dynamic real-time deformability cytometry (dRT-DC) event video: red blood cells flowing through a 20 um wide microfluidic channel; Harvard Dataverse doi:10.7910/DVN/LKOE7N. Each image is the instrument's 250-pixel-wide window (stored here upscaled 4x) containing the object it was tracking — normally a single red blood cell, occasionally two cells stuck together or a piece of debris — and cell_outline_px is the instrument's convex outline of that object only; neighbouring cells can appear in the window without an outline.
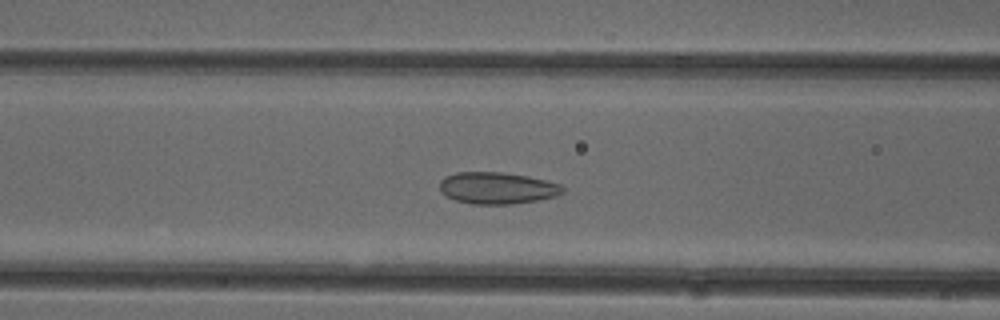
{"species": "common noctule bat (a hibernating species)", "species_latin": "Nyctalus noctula", "temperature_condition": "cold", "stored_images_in_passage": 49, "camera_frame_rate_fps": 3000, "um_per_image_px": 0.085, "animal": {"sex": "female"}, "frame": {"image": 1, "passage_image": 18, "time_ms": 5.667, "image_size_px": [1000, 320], "cell_outline_px": [[564, 192], [556, 196], [536, 200], [508, 204], [472, 204], [456, 200], [440, 192], [440, 180], [444, 176], [456, 172], [500, 172], [528, 176], [560, 184], [564, 188]], "centroid_in_image_um": [42.23, 15.97], "position_along_channel_um": 124.4, "area_um2": 22.66}}
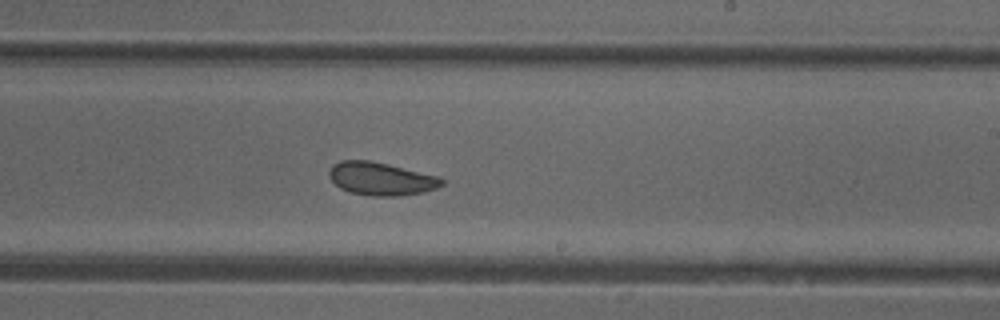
{"frame": {"image": 2, "passage_image": 28, "time_ms": 9.0, "image_size_px": [1000, 320], "cell_outline_px": [[444, 184], [436, 188], [424, 192], [400, 196], [368, 196], [352, 192], [340, 188], [328, 176], [328, 172], [332, 164], [340, 160], [368, 160], [388, 164], [440, 176], [444, 180]], "centroid_in_image_um": [32.4, 15.19], "position_along_channel_um": 256.6, "area_um2": 21.85}}
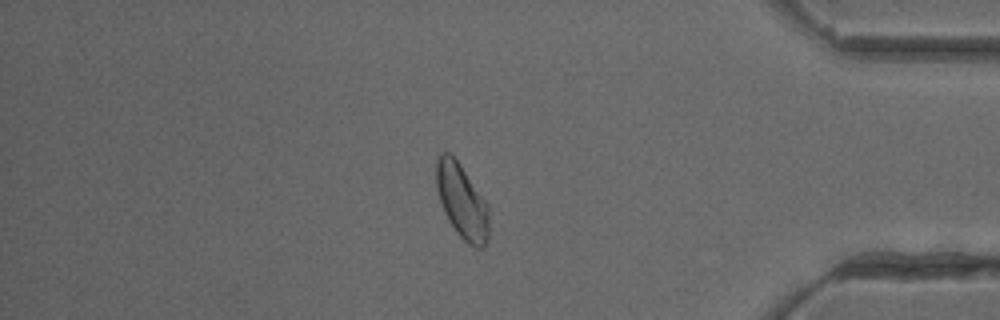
{"frame": {"image": 3, "passage_image": 41, "time_ms": 13.333, "image_size_px": [1000, 320], "cell_outline_px": [[488, 240], [484, 248], [476, 248], [468, 244], [456, 232], [448, 220], [444, 212], [436, 188], [436, 160], [440, 152], [448, 152], [460, 164], [488, 204]], "centroid_in_image_um": [39.26, 17.12], "position_along_channel_um": 395.9, "area_um2": 22.89}, "authors_computed_cell_mechanics": {"area_um2": 23.0622, "velocity_mm_per_s": 3.9693, "shape_relaxation_time_tau1_ms": null, "shape_relaxation_time_tau2_ms": 2.408, "deformation_change_tau1": null, "deformation_change_tau2": 0.0568}}